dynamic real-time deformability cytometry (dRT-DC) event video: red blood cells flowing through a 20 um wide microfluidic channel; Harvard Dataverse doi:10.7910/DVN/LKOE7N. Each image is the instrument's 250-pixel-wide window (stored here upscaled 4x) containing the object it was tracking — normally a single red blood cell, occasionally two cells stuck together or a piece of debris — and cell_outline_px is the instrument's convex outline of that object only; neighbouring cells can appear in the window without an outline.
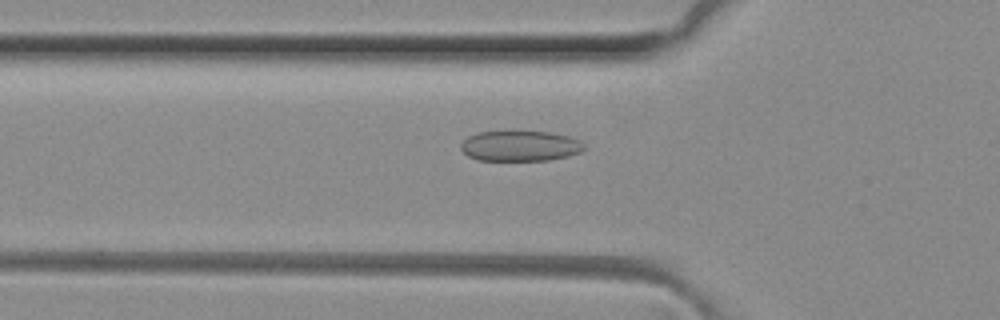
{"species": "common noctule bat (a hibernating species)", "species_latin": "Nyctalus noctula", "temperature_condition": "room temperature", "stored_images_in_passage": 47, "camera_frame_rate_fps": 3000, "um_per_image_px": 0.085, "animal": {"sex": "female", "body_mass_g": 29.2, "forearm_length_mm": 56.3}, "frame": {"image": 1, "passage_image": 14, "time_ms": 4.333, "image_size_px": [1000, 320], "cell_outline_px": [[584, 148], [580, 152], [568, 156], [548, 160], [480, 160], [468, 156], [460, 148], [460, 144], [468, 136], [476, 132], [516, 128], [552, 132], [568, 136], [580, 140], [584, 144]], "centroid_in_image_um": [44.19, 12.34], "position_along_channel_um": 81.6, "area_um2": 22.83}}
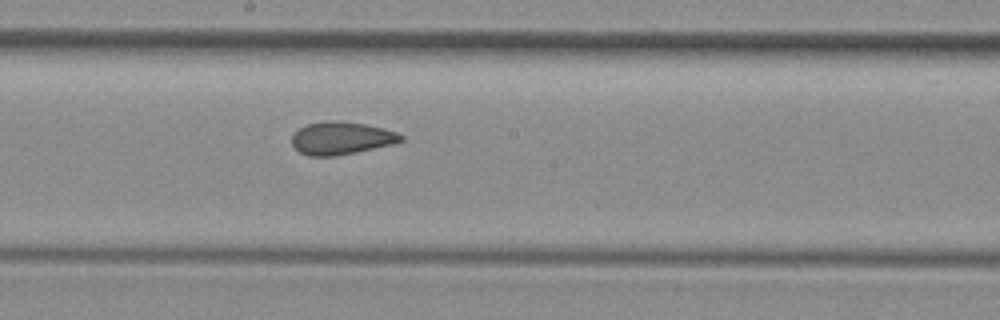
{"frame": {"image": 2, "passage_image": 24, "time_ms": 7.667, "image_size_px": [1000, 320], "cell_outline_px": [[404, 140], [392, 144], [356, 152], [332, 156], [308, 156], [300, 152], [292, 144], [292, 136], [300, 128], [308, 124], [324, 120], [340, 120], [364, 124], [384, 128], [396, 132], [404, 136]], "centroid_in_image_um": [29.02, 11.73], "position_along_channel_um": 219.2, "area_um2": 20.75}}
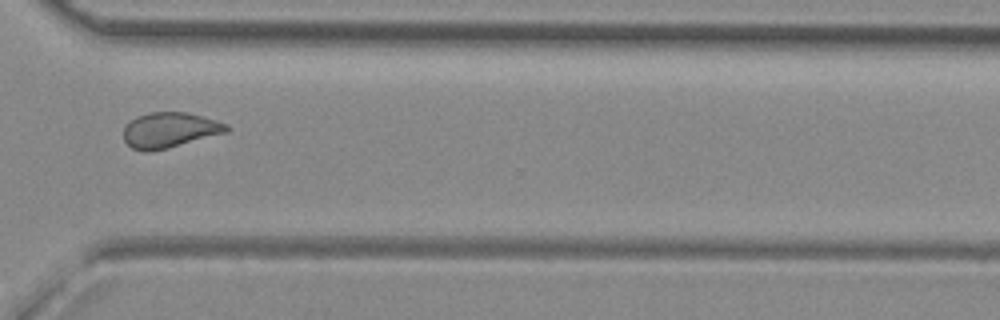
{"frame": {"image": 3, "passage_image": 34, "time_ms": 11.0, "image_size_px": [1000, 320], "cell_outline_px": [[232, 128], [228, 132], [168, 148], [148, 152], [144, 152], [132, 148], [124, 140], [124, 128], [136, 116], [148, 112], [184, 112], [216, 120], [228, 124]], "centroid_in_image_um": [14.44, 11.06], "position_along_channel_um": 356.2, "area_um2": 21.21}, "authors_computed_cell_mechanics": {"area_um2": 21.9062, "velocity_mm_per_s": 4.1086, "shape_relaxation_time_tau1_ms": null, "shape_relaxation_time_tau2_ms": 1.0889, "deformation_change_tau1": null, "deformation_change_tau2": 0.0675}}